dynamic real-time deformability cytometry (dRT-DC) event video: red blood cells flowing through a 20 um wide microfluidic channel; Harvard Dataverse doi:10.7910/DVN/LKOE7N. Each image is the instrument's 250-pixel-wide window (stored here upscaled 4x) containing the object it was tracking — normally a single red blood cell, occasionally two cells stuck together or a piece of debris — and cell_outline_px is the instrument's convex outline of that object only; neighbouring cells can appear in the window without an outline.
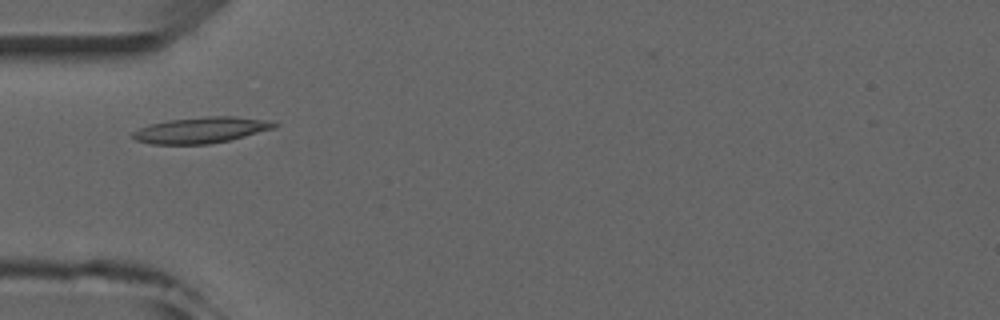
{"species": "common noctule bat (a hibernating species)", "species_latin": "Nyctalus noctula", "temperature_condition": "room temperature", "stored_images_in_passage": 4, "camera_frame_rate_fps": 3000, "um_per_image_px": 0.085, "animal": {"sex": "male", "forearm_length_mm": 52.5}, "frame": {"image": 1, "passage_image": 1, "time_ms": 0.0, "image_size_px": [1000, 320], "cell_outline_px": [[280, 124], [276, 128], [228, 140], [208, 144], [152, 144], [136, 140], [132, 136], [132, 132], [148, 124], [168, 120], [208, 116], [232, 116], [264, 120]], "centroid_in_image_um": [17.07, 11.05], "position_along_channel_um": 67.9, "area_um2": 21.27}}
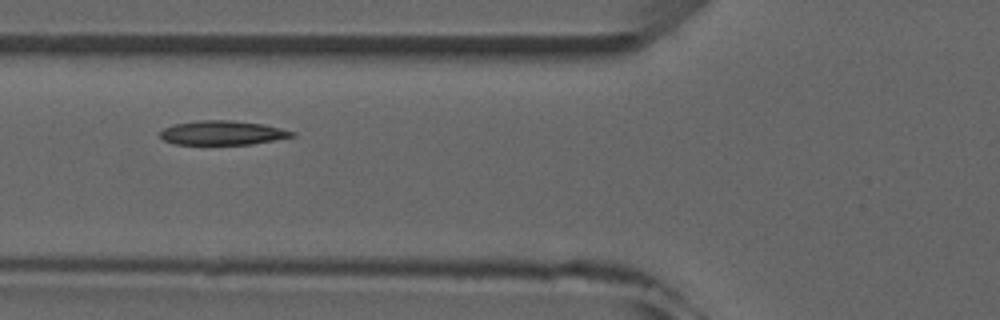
{"frame": {"image": 2, "passage_image": 2, "time_ms": 1.0, "image_size_px": [1000, 320], "cell_outline_px": [[296, 136], [252, 144], [176, 144], [164, 140], [160, 136], [160, 132], [164, 128], [172, 124], [196, 120], [228, 120], [264, 124], [296, 132]], "centroid_in_image_um": [18.91, 11.28], "position_along_channel_um": 106.9, "area_um2": 18.61}}
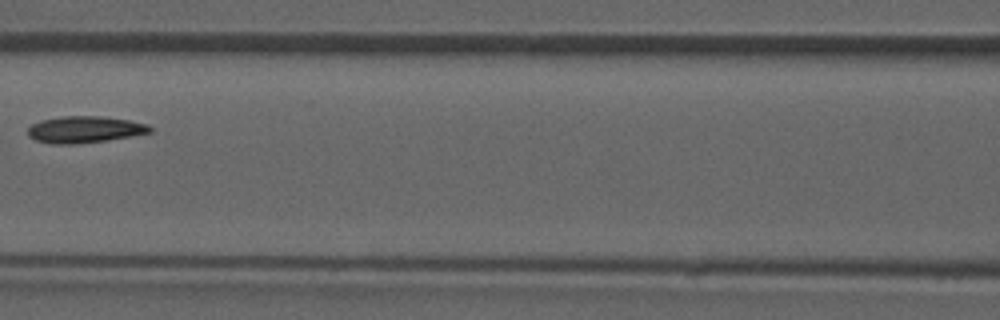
{"frame": {"image": 3, "passage_image": 3, "time_ms": 2.333, "image_size_px": [1000, 320], "cell_outline_px": [[152, 132], [132, 136], [108, 140], [76, 144], [52, 144], [36, 140], [28, 136], [28, 128], [32, 124], [40, 120], [60, 116], [100, 116], [128, 120], [148, 124], [152, 128]], "centroid_in_image_um": [7.19, 11.01], "position_along_channel_um": 159.4, "area_um2": 19.07}}